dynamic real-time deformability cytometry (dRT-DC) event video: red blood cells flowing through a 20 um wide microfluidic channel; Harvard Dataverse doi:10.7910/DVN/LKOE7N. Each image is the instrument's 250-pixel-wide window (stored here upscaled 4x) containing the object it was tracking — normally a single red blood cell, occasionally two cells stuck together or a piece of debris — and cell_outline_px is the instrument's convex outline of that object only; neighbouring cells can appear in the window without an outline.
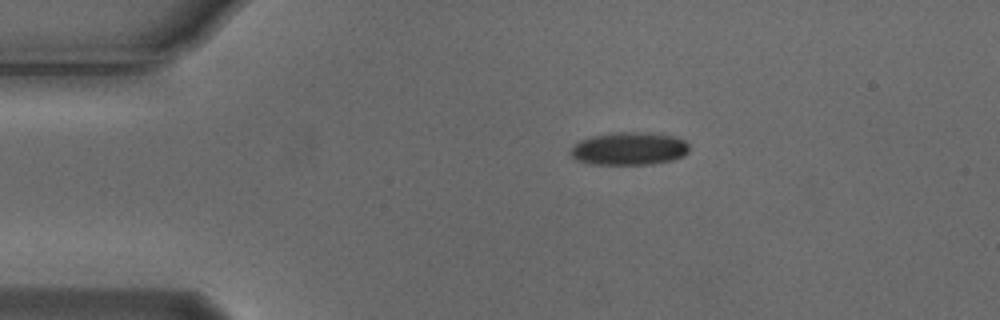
{"species": "Egyptian fruit bat (a non-hibernating species)", "species_latin": "Rousettus aegyptiacus", "temperature_condition": "cold", "stored_images_in_passage": 3, "camera_frame_rate_fps": 3000, "um_per_image_px": 0.085, "animal": {"sex": "male"}, "frame": {"image": 1, "passage_image": 1, "time_ms": 0.0, "image_size_px": [1000, 320], "cell_outline_px": [[688, 152], [684, 156], [672, 160], [652, 164], [588, 164], [576, 160], [572, 156], [572, 148], [580, 140], [592, 136], [616, 132], [644, 132], [672, 136], [684, 140], [688, 144]], "centroid_in_image_um": [53.49, 12.64], "position_along_channel_um": 31.5, "area_um2": 22.6}}
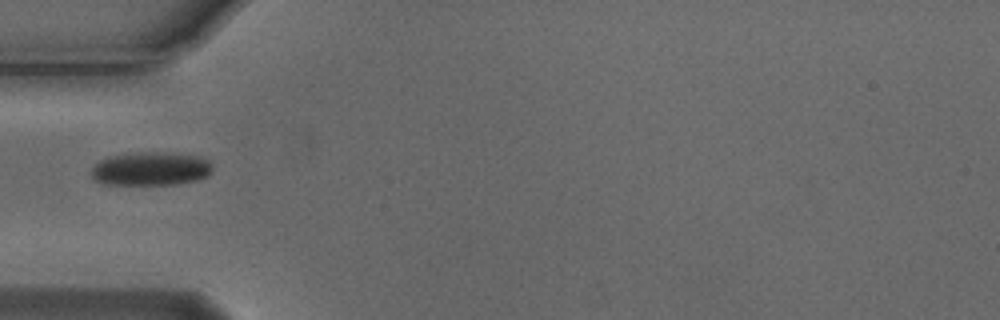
{"frame": {"image": 2, "passage_image": 3, "time_ms": 0.667, "image_size_px": [1000, 320], "cell_outline_px": [[212, 172], [208, 176], [196, 180], [176, 184], [104, 184], [96, 180], [92, 176], [92, 168], [100, 160], [108, 156], [136, 152], [172, 152], [196, 156], [208, 160], [212, 164]], "centroid_in_image_um": [12.84, 14.33], "position_along_channel_um": 72.2, "area_um2": 23.76}}